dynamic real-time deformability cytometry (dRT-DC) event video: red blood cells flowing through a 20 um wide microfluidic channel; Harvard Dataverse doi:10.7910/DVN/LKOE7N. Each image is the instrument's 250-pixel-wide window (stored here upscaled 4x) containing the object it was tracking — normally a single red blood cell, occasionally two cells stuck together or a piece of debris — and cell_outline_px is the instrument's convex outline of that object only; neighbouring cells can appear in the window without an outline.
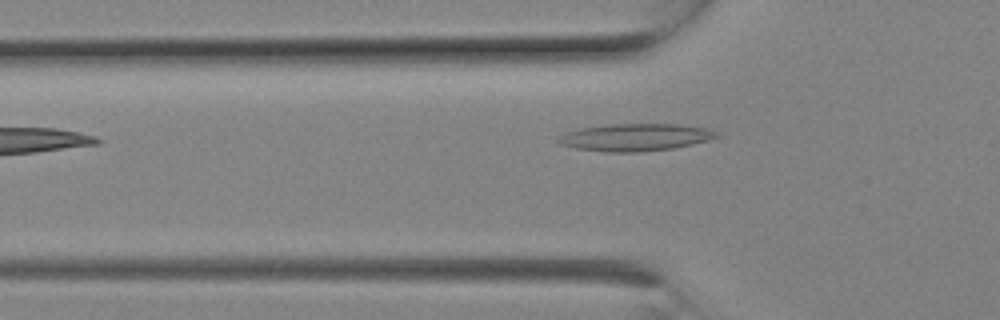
{"species": "Egyptian fruit bat (a non-hibernating species)", "species_latin": "Rousettus aegyptiacus", "temperature_condition": "room temperature", "stored_images_in_passage": 7, "camera_frame_rate_fps": 3000, "um_per_image_px": 0.085, "animal": {"sex": "female"}, "frame": {"image": 1, "passage_image": 7, "time_ms": 2.0, "image_size_px": [1000, 320], "cell_outline_px": [[720, 136], [708, 140], [692, 144], [672, 148], [640, 152], [604, 152], [576, 148], [560, 144], [556, 140], [564, 132], [580, 128], [608, 124], [680, 124], [704, 128], [720, 132]], "centroid_in_image_um": [53.99, 11.67], "position_along_channel_um": 71.8, "area_um2": 25.26}}